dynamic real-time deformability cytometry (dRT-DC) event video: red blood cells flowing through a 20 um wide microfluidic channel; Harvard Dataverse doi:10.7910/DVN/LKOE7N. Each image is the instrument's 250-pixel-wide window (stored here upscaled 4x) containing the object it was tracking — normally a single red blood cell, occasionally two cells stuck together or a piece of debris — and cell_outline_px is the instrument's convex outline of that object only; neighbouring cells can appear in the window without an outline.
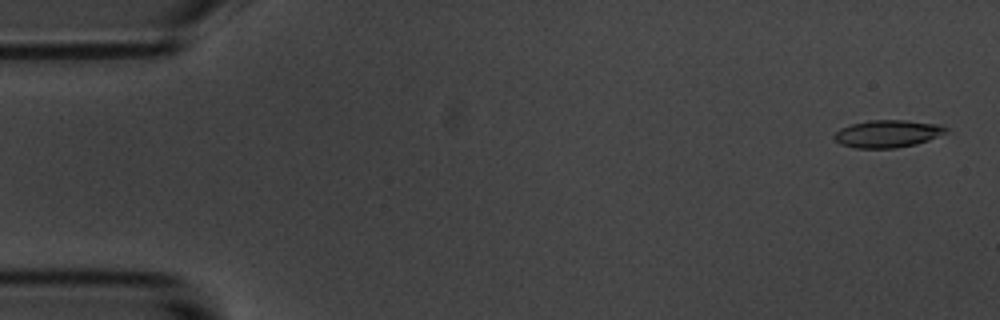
{"species": "common noctule bat (a hibernating species)", "species_latin": "Nyctalus noctula", "temperature_condition": "room temperature", "stored_images_in_passage": 55, "camera_frame_rate_fps": 3000, "um_per_image_px": 0.085, "animal": {"sex": "male", "body_mass_g": 20.1, "forearm_length_mm": 53.5}, "frame": {"image": 1, "passage_image": 2, "time_ms": 0.333, "image_size_px": [1000, 320], "cell_outline_px": [[948, 128], [944, 132], [928, 140], [916, 144], [896, 148], [856, 148], [840, 144], [832, 136], [840, 128], [852, 124], [868, 120], [904, 120], [940, 124]], "centroid_in_image_um": [75.4, 11.36], "position_along_channel_um": 9.6, "area_um2": 17.74}}
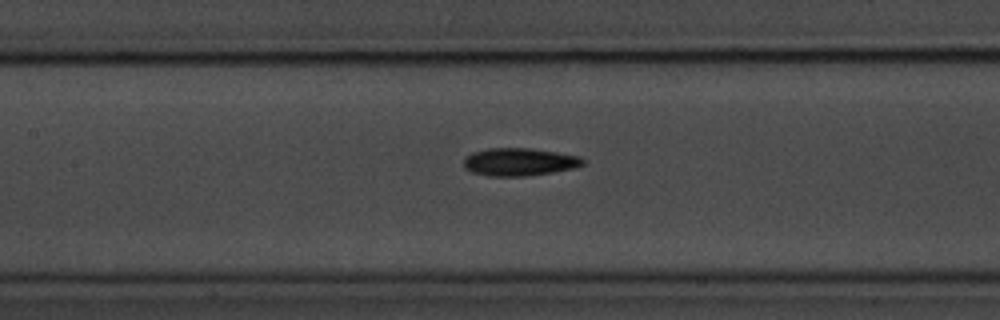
{"frame": {"image": 2, "passage_image": 25, "time_ms": 8.0, "image_size_px": [1000, 320], "cell_outline_px": [[584, 164], [572, 168], [552, 172], [524, 176], [488, 176], [472, 172], [464, 168], [464, 156], [472, 152], [488, 148], [528, 148], [556, 152], [580, 156], [584, 160]], "centroid_in_image_um": [44.09, 13.76], "position_along_channel_um": 163.3, "area_um2": 19.25}}
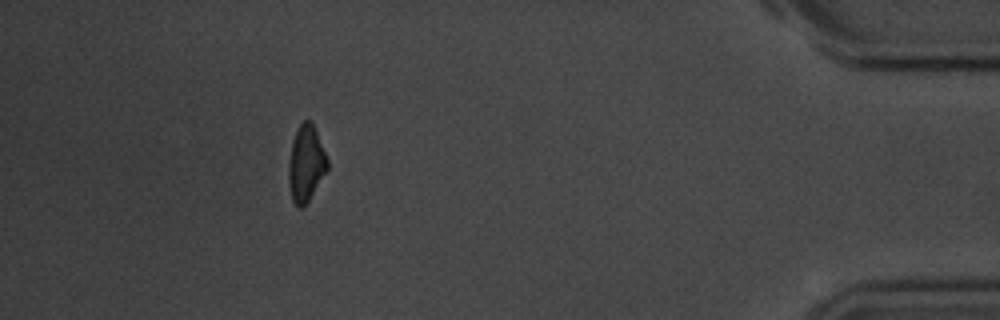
{"frame": {"image": 3, "passage_image": 50, "time_ms": 16.333, "image_size_px": [1000, 320], "cell_outline_px": [[328, 168], [308, 200], [300, 208], [296, 208], [292, 200], [288, 184], [288, 164], [292, 140], [300, 124], [304, 120], [312, 120], [328, 160]], "centroid_in_image_um": [25.99, 13.88], "position_along_channel_um": 409.2, "area_um2": 17.17}, "authors_computed_cell_mechanics": {"area_um2": 18.207, "velocity_mm_per_s": 3.6287, "shape_relaxation_time_tau1_ms": 2.9697, "shape_relaxation_time_tau2_ms": 4.6174, "deformation_change_tau1": 0.1234, "deformation_change_tau2": 0.1221}}